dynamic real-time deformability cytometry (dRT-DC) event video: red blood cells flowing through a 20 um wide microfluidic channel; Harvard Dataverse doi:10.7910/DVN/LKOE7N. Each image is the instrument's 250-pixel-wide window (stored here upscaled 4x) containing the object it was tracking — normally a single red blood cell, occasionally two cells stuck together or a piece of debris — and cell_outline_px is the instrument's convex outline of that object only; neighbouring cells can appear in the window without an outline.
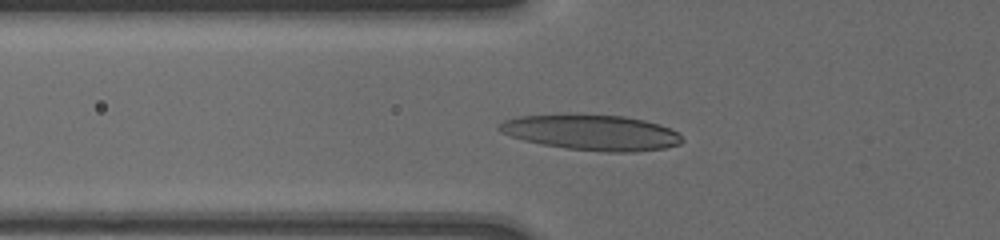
{"species": "human", "species_latin": "Homo sapiens", "temperature_condition": "cold", "stored_images_in_passage": 32, "camera_frame_rate_fps": 3000, "um_per_image_px": 0.085, "donor": {"sex": "male"}, "frame": {"image": 1, "passage_image": 27, "time_ms": 4.333, "image_size_px": [1000, 240], "cell_outline_px": [[684, 140], [680, 144], [664, 148], [632, 152], [604, 152], [564, 148], [540, 144], [524, 140], [500, 132], [496, 128], [504, 120], [520, 116], [624, 116], [644, 120], [660, 124], [680, 132]], "centroid_in_image_um": [50.35, 11.29], "position_along_channel_um": 75.4, "area_um2": 37.28}}